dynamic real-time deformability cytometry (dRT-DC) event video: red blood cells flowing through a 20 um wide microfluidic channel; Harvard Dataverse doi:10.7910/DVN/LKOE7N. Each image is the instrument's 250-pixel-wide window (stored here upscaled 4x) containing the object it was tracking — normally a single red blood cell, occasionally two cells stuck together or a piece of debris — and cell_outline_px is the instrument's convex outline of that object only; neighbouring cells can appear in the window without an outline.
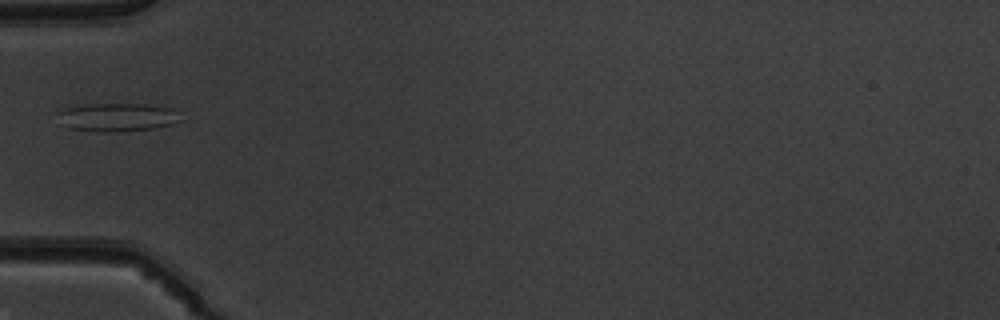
{"species": "common noctule bat (a hibernating species)", "species_latin": "Nyctalus noctula", "temperature_condition": "warm", "stored_images_in_passage": 34, "camera_frame_rate_fps": 3000, "um_per_image_px": 0.085, "animal": {"sex": "male", "body_mass_g": 19.5, "forearm_length_mm": 54.6}, "frame": {"image": 1, "passage_image": 1, "time_ms": 0.0, "image_size_px": [1000, 320], "cell_outline_px": [[180, 120], [172, 124], [156, 128], [120, 132], [100, 132], [68, 128], [56, 124], [56, 112], [64, 108], [88, 104], [144, 104], [172, 108]], "centroid_in_image_um": [9.83, 9.98], "position_along_channel_um": 75.2, "area_um2": 20.63}}
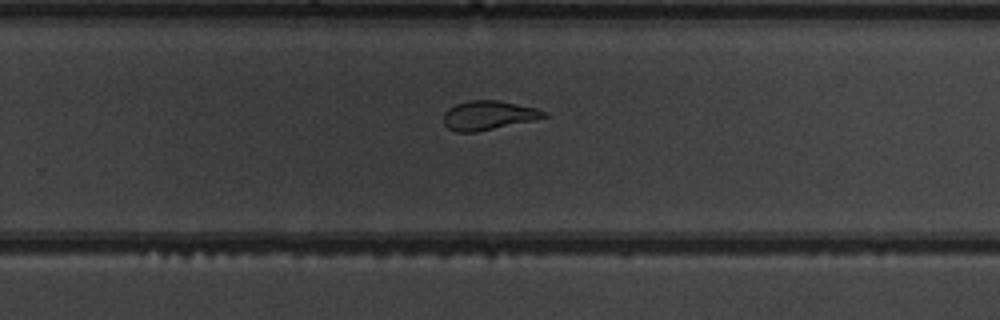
{"frame": {"image": 2, "passage_image": 17, "time_ms": 5.333, "image_size_px": [1000, 320], "cell_outline_px": [[548, 116], [536, 120], [476, 132], [456, 132], [448, 128], [444, 124], [444, 112], [448, 108], [456, 104], [468, 100], [500, 100], [536, 108], [544, 112]], "centroid_in_image_um": [41.5, 9.8], "position_along_channel_um": 288.3, "area_um2": 17.11}}
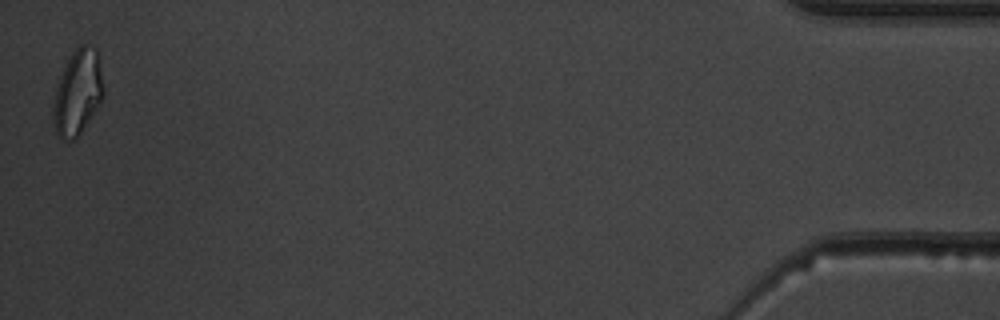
{"frame": {"image": 3, "passage_image": 34, "time_ms": 11.0, "image_size_px": [1000, 320], "cell_outline_px": [[104, 96], [100, 104], [92, 116], [80, 132], [72, 140], [64, 140], [56, 136], [52, 120], [52, 104], [56, 88], [60, 76], [72, 52], [80, 44], [88, 44], [96, 48], [104, 88]], "centroid_in_image_um": [6.59, 7.88], "position_along_channel_um": 428.6, "area_um2": 25.03}}